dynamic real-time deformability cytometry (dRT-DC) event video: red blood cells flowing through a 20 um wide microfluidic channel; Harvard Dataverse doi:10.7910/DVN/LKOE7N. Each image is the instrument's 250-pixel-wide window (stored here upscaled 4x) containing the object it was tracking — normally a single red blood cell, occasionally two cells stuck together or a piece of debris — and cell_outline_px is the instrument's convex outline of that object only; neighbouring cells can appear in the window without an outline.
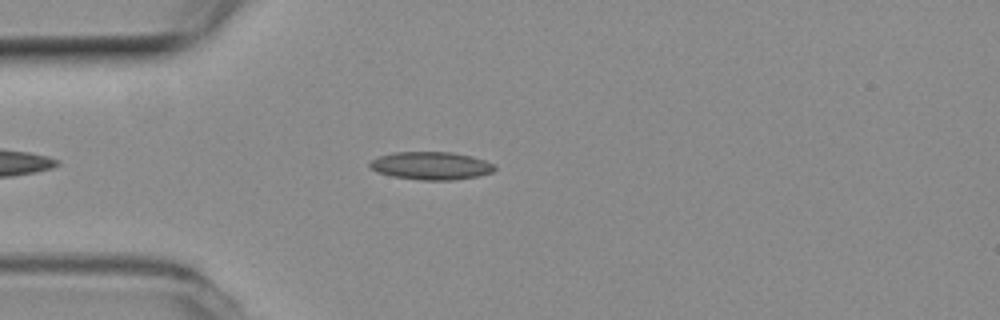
{"species": "common noctule bat (a hibernating species)", "species_latin": "Nyctalus noctula", "temperature_condition": "room temperature", "stored_images_in_passage": 5, "camera_frame_rate_fps": 3000, "um_per_image_px": 0.085, "animal": {"sex": "female", "body_mass_g": 19.3, "forearm_length_mm": 54.1}, "frame": {"image": 1, "passage_image": 5, "time_ms": 1.333, "image_size_px": [1000, 320], "cell_outline_px": [[496, 168], [492, 172], [476, 176], [452, 180], [420, 180], [392, 176], [376, 172], [368, 164], [372, 160], [380, 156], [392, 152], [452, 152], [472, 156], [496, 164]], "centroid_in_image_um": [36.65, 14.08], "position_along_channel_um": 48.4, "area_um2": 20.29}}